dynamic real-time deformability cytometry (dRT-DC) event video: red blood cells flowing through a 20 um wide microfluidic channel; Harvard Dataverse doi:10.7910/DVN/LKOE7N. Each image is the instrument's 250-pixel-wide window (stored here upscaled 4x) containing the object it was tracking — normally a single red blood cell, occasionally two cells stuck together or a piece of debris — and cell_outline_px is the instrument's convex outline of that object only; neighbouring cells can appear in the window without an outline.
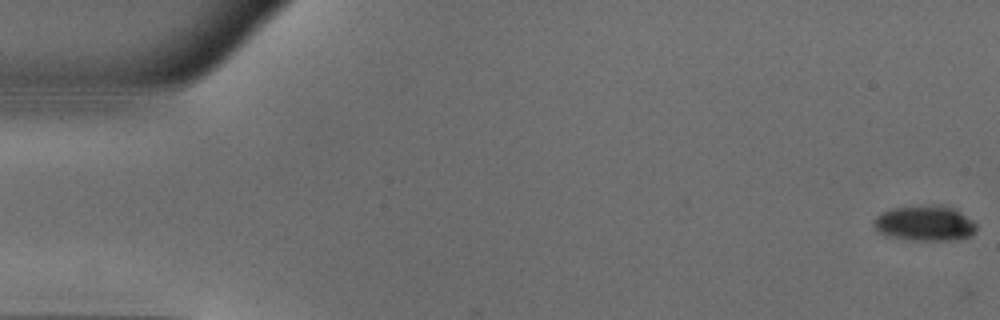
{"species": "common noctule bat (a hibernating species)", "species_latin": "Nyctalus noctula", "temperature_condition": "warm", "stored_images_in_passage": 4, "camera_frame_rate_fps": 3000, "um_per_image_px": 0.085, "animal": {"sex": "male", "body_mass_g": 18.8}, "frame": {"image": 1, "passage_image": 1, "time_ms": 0.0, "image_size_px": [1000, 320], "cell_outline_px": [[976, 232], [972, 236], [956, 240], [908, 240], [884, 236], [872, 224], [876, 216], [880, 212], [892, 208], [940, 204], [956, 208], [972, 220], [976, 224]], "centroid_in_image_um": [78.62, 18.98], "position_along_channel_um": 6.4, "area_um2": 21.56}}